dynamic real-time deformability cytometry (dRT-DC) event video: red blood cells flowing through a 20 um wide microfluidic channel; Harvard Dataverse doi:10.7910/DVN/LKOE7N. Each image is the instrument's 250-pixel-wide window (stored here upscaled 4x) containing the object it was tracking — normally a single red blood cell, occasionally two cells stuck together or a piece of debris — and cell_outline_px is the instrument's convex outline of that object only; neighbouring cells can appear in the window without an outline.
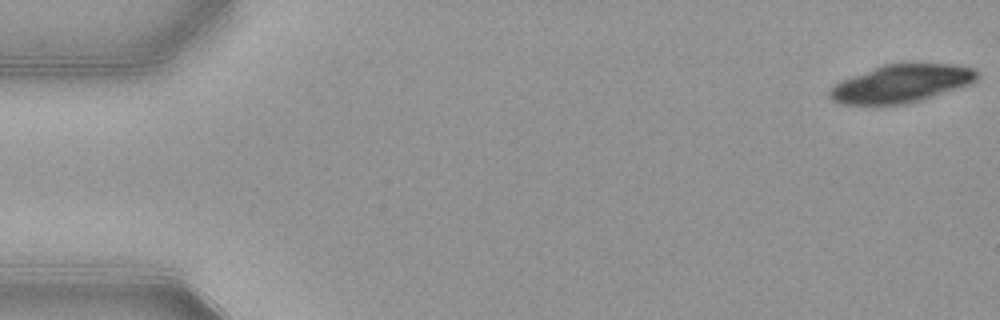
{"species": "common noctule bat (a hibernating species)", "species_latin": "Nyctalus noctula", "temperature_condition": "warm", "stored_images_in_passage": 29, "camera_frame_rate_fps": 3000, "um_per_image_px": 0.085, "animal": {"sex": "female", "body_mass_g": 21.9}, "frame": {"image": 1, "passage_image": 1, "time_ms": 0.0, "image_size_px": [1000, 320], "cell_outline_px": [[980, 76], [972, 84], [920, 100], [904, 104], [840, 104], [832, 100], [828, 96], [828, 88], [832, 84], [840, 80], [884, 64], [956, 64], [976, 68], [980, 72]], "centroid_in_image_um": [76.62, 7.1], "position_along_channel_um": 8.4, "area_um2": 32.83}}
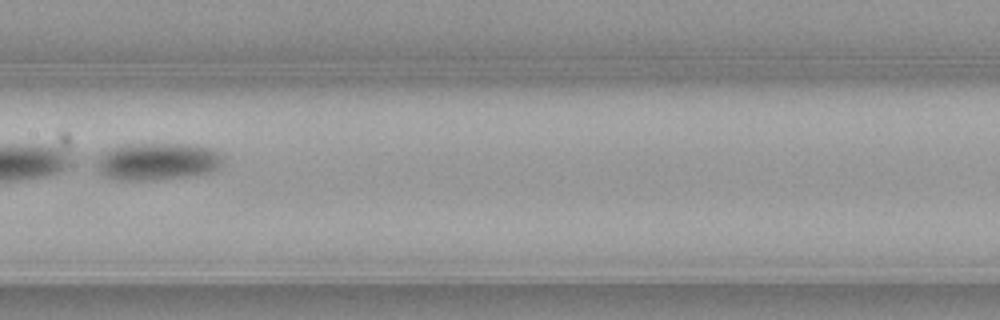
{"frame": {"image": 2, "passage_image": 27, "time_ms": 8.667, "image_size_px": [1000, 320], "cell_outline_px": [[224, 160], [216, 168], [208, 172], [184, 176], [144, 180], [120, 180], [108, 176], [100, 172], [96, 168], [96, 164], [100, 152], [108, 148], [124, 144], [188, 144], [212, 148]], "centroid_in_image_um": [13.3, 13.7], "position_along_channel_um": 194.1, "area_um2": 27.17}}